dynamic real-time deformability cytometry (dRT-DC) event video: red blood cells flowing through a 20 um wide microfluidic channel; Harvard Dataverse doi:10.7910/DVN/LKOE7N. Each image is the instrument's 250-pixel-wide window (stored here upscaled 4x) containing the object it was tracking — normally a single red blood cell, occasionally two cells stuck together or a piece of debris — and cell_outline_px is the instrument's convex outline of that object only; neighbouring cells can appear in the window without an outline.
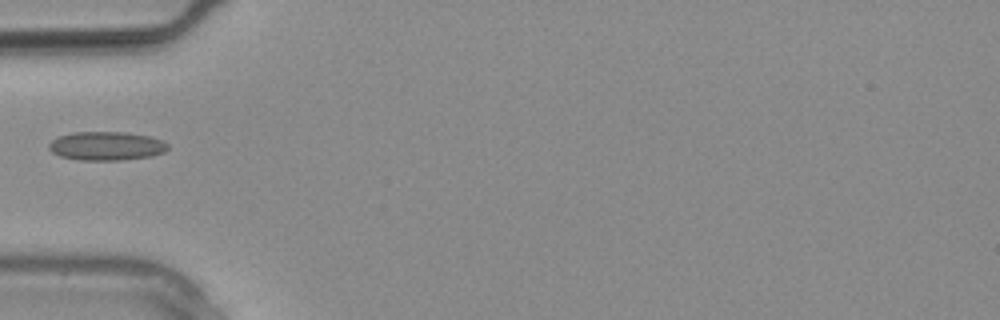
{"species": "common noctule bat (a hibernating species)", "species_latin": "Nyctalus noctula", "temperature_condition": "warm", "stored_images_in_passage": 17, "camera_frame_rate_fps": 3000, "um_per_image_px": 0.085, "animal": {"sex": "male", "body_mass_g": 20.4}, "frame": {"image": 1, "passage_image": 1, "time_ms": 0.0, "image_size_px": [1000, 320], "cell_outline_px": [[168, 148], [164, 152], [152, 156], [120, 160], [80, 160], [60, 156], [52, 152], [48, 148], [48, 144], [56, 136], [72, 132], [128, 132], [148, 136], [160, 140], [168, 144]], "centroid_in_image_um": [9.01, 12.4], "position_along_channel_um": 76.0, "area_um2": 20.0}}